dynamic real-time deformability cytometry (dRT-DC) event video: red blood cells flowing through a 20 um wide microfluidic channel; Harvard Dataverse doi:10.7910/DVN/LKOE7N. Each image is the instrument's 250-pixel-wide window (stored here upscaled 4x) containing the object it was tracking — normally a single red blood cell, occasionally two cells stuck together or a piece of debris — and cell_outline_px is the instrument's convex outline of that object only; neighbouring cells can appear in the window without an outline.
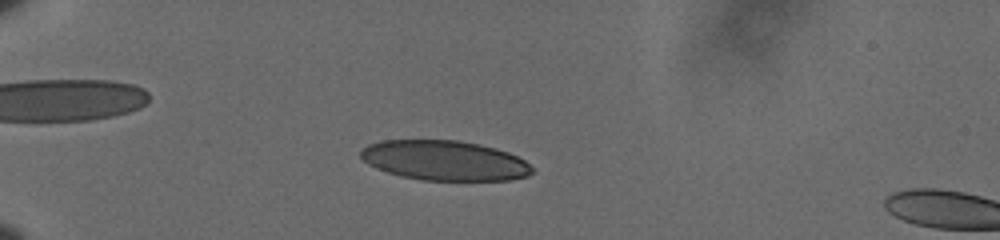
{"species": "human", "species_latin": "Homo sapiens", "temperature_condition": "cold", "stored_images_in_passage": 53, "camera_frame_rate_fps": 3000, "um_per_image_px": 0.085, "donor": {"sex": "male"}, "frame": {"image": 1, "passage_image": 11, "time_ms": 3.333, "image_size_px": [1000, 240], "cell_outline_px": [[532, 172], [528, 176], [508, 180], [424, 180], [400, 176], [376, 168], [368, 164], [360, 156], [360, 152], [368, 144], [380, 140], [456, 140], [480, 144], [496, 148], [508, 152], [524, 160], [532, 168]], "centroid_in_image_um": [37.77, 13.63], "position_along_channel_um": 47.2, "area_um2": 39.77}}
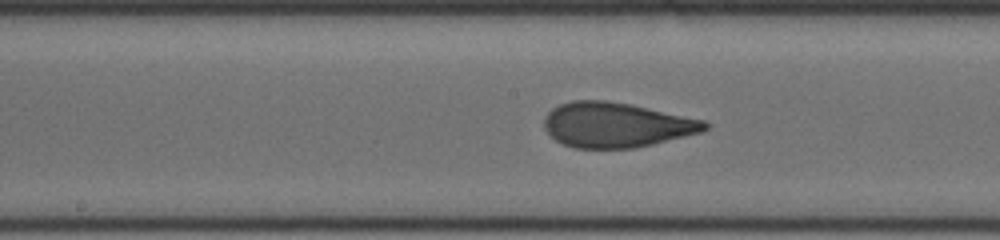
{"frame": {"image": 2, "passage_image": 27, "time_ms": 8.667, "image_size_px": [1000, 240], "cell_outline_px": [[708, 128], [704, 132], [636, 148], [576, 148], [564, 144], [556, 140], [544, 128], [544, 116], [552, 108], [560, 104], [572, 100], [608, 100], [632, 104], [704, 120], [708, 124]], "centroid_in_image_um": [52.39, 10.61], "position_along_channel_um": 195.8, "area_um2": 42.25}}
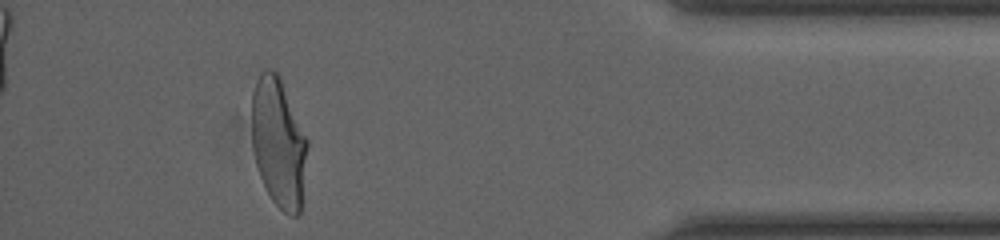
{"frame": {"image": 3, "passage_image": 48, "time_ms": 15.667, "image_size_px": [1000, 240], "cell_outline_px": [[308, 144], [300, 212], [296, 216], [292, 216], [284, 212], [272, 200], [260, 176], [256, 164], [252, 148], [252, 92], [256, 80], [260, 72], [264, 68], [272, 68], [276, 72], [280, 80], [308, 140]], "centroid_in_image_um": [23.66, 12.12], "position_along_channel_um": 411.5, "area_um2": 41.56}, "authors_computed_cell_mechanics": {"area_um2": 41.7316, "velocity_mm_per_s": 3.6019, "shape_relaxation_time_tau1_ms": 7.3242, "shape_relaxation_time_tau2_ms": null, "deformation_change_tau1": 0.2222, "deformation_change_tau2": null}}